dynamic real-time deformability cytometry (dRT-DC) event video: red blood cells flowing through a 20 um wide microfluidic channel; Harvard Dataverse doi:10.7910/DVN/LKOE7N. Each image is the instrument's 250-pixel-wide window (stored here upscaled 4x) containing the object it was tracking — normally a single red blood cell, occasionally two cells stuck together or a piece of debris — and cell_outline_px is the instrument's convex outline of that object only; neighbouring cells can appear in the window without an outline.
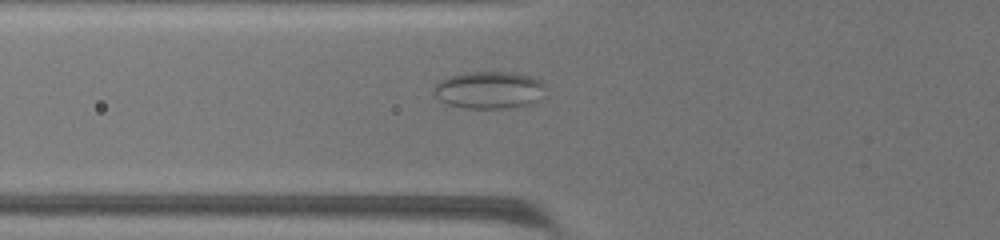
{"species": "common noctule bat (a hibernating species)", "species_latin": "Nyctalus noctula", "temperature_condition": "warm", "stored_images_in_passage": 73, "camera_frame_rate_fps": 3000, "um_per_image_px": 0.085, "animal": {"sex": "female", "body_mass_g": 19.5, "forearm_length_mm": 54.1}, "frame": {"image": 1, "passage_image": 31, "time_ms": 10.0, "image_size_px": [1000, 240], "cell_outline_px": [[544, 84], [536, 104], [512, 108], [464, 108], [448, 104], [440, 100], [436, 96], [436, 84], [440, 80], [448, 76], [464, 72], [512, 72], [532, 76], [540, 80]], "centroid_in_image_um": [41.59, 7.65], "position_along_channel_um": 84.2, "area_um2": 24.28}}
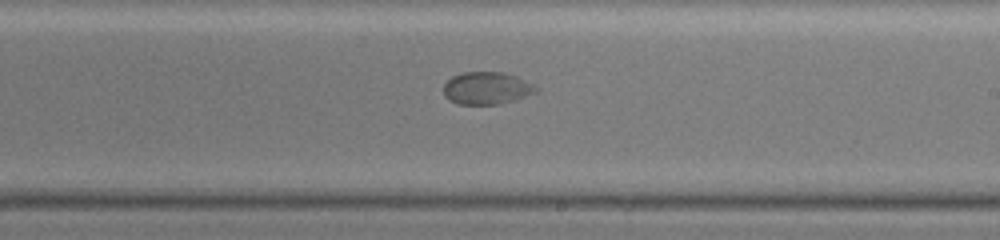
{"frame": {"image": 2, "passage_image": 47, "time_ms": 15.333, "image_size_px": [1000, 240], "cell_outline_px": [[540, 92], [500, 104], [456, 104], [448, 100], [444, 96], [444, 84], [452, 76], [464, 72], [504, 72], [516, 76], [536, 84], [540, 88]], "centroid_in_image_um": [41.42, 7.49], "position_along_channel_um": 247.6, "area_um2": 17.8}}
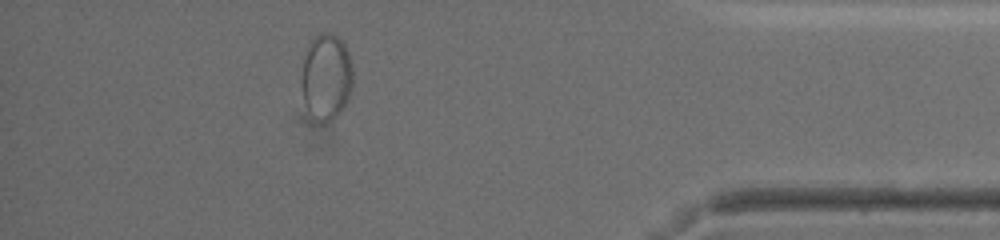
{"frame": {"image": 3, "passage_image": 66, "time_ms": 21.667, "image_size_px": [1000, 240], "cell_outline_px": [[352, 88], [348, 100], [344, 108], [332, 120], [324, 124], [304, 104], [300, 88], [300, 80], [304, 60], [308, 44], [320, 32], [328, 32], [336, 36], [344, 44], [348, 52], [352, 64]], "centroid_in_image_um": [27.74, 6.53], "position_along_channel_um": 407.5, "area_um2": 25.89}}